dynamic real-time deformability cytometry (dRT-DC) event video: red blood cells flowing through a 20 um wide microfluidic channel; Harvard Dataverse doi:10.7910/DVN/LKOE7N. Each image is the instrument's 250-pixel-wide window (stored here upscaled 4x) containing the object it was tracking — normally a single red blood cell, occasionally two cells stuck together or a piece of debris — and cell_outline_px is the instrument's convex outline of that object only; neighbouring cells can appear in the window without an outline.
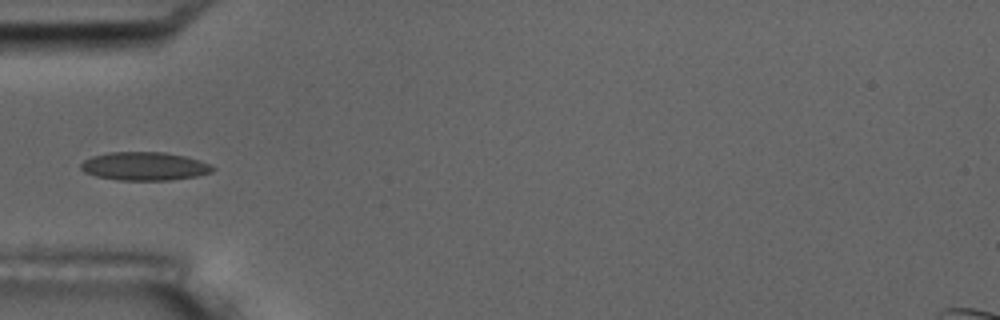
{"species": "common noctule bat (a hibernating species)", "species_latin": "Nyctalus noctula", "temperature_condition": "room temperature", "stored_images_in_passage": 5, "camera_frame_rate_fps": 3000, "um_per_image_px": 0.085, "animal": {"sex": "male", "body_mass_g": 17.5, "forearm_length_mm": 52.3}, "frame": {"image": 1, "passage_image": 5, "time_ms": 4.667, "image_size_px": [1000, 320], "cell_outline_px": [[216, 168], [212, 172], [196, 176], [168, 180], [116, 180], [96, 176], [84, 172], [80, 168], [80, 164], [84, 160], [92, 156], [108, 152], [164, 152], [184, 156], [212, 164]], "centroid_in_image_um": [12.27, 14.13], "position_along_channel_um": 72.7, "area_um2": 21.85}}